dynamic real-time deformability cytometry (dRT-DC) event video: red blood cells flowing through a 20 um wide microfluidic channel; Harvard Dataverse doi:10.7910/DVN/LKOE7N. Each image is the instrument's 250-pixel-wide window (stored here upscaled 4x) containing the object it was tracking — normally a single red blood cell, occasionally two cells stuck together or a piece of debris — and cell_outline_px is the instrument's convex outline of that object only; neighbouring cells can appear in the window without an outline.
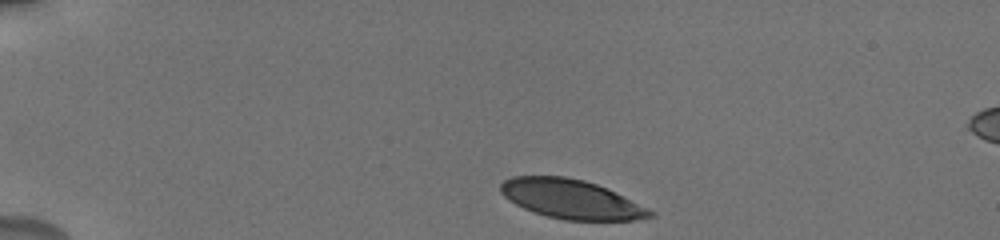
{"species": "human", "species_latin": "Homo sapiens", "temperature_condition": "cold", "stored_images_in_passage": 47, "camera_frame_rate_fps": 3000, "um_per_image_px": 0.085, "donor": {"sex": "male"}, "frame": {"image": 1, "passage_image": 1, "time_ms": 0.0, "image_size_px": [1000, 240], "cell_outline_px": [[656, 212], [652, 216], [632, 220], [564, 220], [548, 216], [524, 208], [508, 200], [500, 192], [500, 184], [504, 180], [512, 176], [564, 176], [584, 180], [596, 184], [648, 208]], "centroid_in_image_um": [48.51, 16.92], "position_along_channel_um": 36.5, "area_um2": 33.7}}
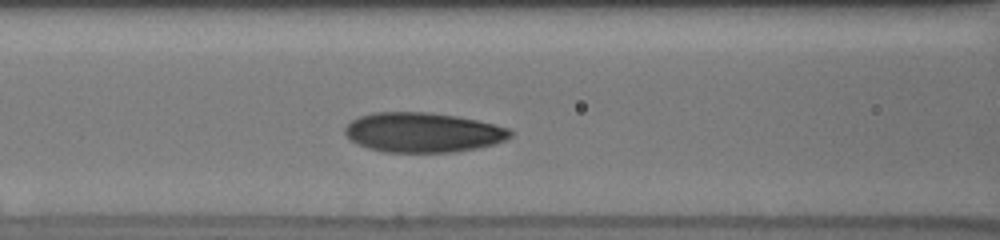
{"frame": {"image": 2, "passage_image": 20, "time_ms": 4.333, "image_size_px": [1000, 240], "cell_outline_px": [[512, 136], [504, 140], [492, 144], [476, 148], [452, 152], [384, 152], [368, 148], [356, 144], [344, 132], [344, 128], [352, 120], [360, 116], [376, 112], [432, 112], [456, 116], [476, 120], [508, 128], [512, 132]], "centroid_in_image_um": [35.92, 11.25], "position_along_channel_um": 130.7, "area_um2": 38.09}}
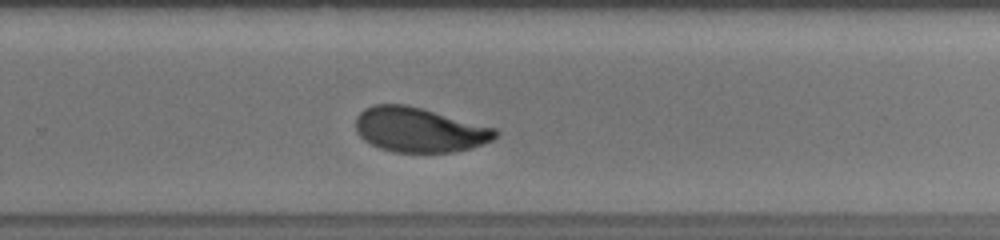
{"frame": {"image": 3, "passage_image": 39, "time_ms": 8.667, "image_size_px": [1000, 240], "cell_outline_px": [[500, 132], [492, 140], [472, 148], [456, 152], [392, 152], [380, 148], [364, 140], [356, 132], [356, 116], [364, 108], [372, 104], [408, 104], [424, 108], [496, 128]], "centroid_in_image_um": [35.64, 11.02], "position_along_channel_um": 294.2, "area_um2": 36.76}}